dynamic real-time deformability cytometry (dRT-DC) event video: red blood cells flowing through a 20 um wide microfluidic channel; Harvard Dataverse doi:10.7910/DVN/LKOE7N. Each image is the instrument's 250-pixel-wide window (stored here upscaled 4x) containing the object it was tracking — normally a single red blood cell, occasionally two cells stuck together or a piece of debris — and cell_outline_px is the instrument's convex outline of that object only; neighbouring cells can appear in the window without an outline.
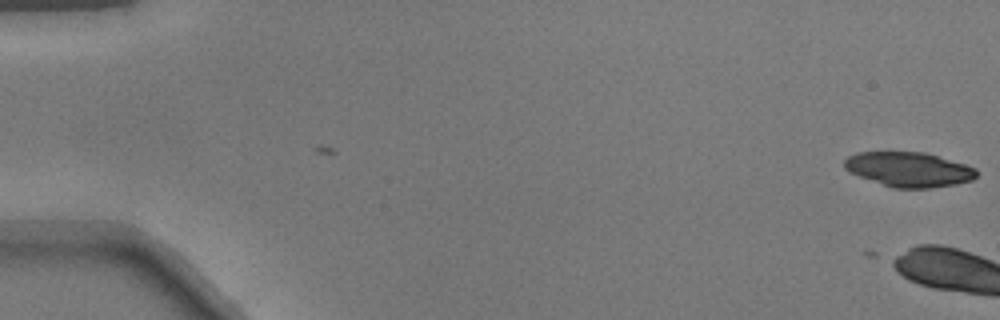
{"species": "common noctule bat (a hibernating species)", "species_latin": "Nyctalus noctula", "temperature_condition": "warm", "stored_images_in_passage": 4, "camera_frame_rate_fps": 3000, "um_per_image_px": 0.085, "animal": {"sex": "male", "body_mass_g": 17.9}, "frame": {"image": 1, "passage_image": 4, "time_ms": 1.0, "image_size_px": [1000, 320], "cell_outline_px": [[976, 176], [972, 180], [956, 184], [932, 188], [892, 188], [848, 172], [844, 168], [844, 160], [848, 156], [856, 152], [924, 152], [964, 164], [976, 168]], "centroid_in_image_um": [77.22, 14.4], "position_along_channel_um": 7.8, "area_um2": 26.7}}